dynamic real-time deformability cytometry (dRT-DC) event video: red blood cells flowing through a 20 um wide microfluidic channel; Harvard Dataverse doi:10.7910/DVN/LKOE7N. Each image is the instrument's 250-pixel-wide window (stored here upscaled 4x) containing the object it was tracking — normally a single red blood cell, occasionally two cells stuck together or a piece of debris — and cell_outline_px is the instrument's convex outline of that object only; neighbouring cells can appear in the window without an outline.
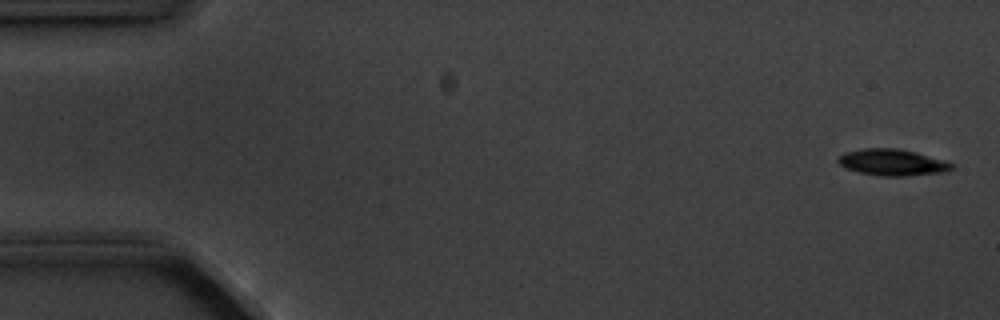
{"species": "common noctule bat (a hibernating species)", "species_latin": "Nyctalus noctula", "temperature_condition": "cold", "stored_images_in_passage": 4, "camera_frame_rate_fps": 3000, "um_per_image_px": 0.085, "animal": {"sex": "male", "body_mass_g": 20.1, "forearm_length_mm": 53.5}, "frame": {"image": 1, "passage_image": 1, "time_ms": 0.0, "image_size_px": [1000, 320], "cell_outline_px": [[952, 168], [948, 172], [904, 176], [884, 176], [860, 172], [844, 168], [836, 160], [844, 152], [864, 148], [900, 148], [916, 152], [944, 160], [952, 164]], "centroid_in_image_um": [75.84, 13.79], "position_along_channel_um": 9.2, "area_um2": 17.51}}